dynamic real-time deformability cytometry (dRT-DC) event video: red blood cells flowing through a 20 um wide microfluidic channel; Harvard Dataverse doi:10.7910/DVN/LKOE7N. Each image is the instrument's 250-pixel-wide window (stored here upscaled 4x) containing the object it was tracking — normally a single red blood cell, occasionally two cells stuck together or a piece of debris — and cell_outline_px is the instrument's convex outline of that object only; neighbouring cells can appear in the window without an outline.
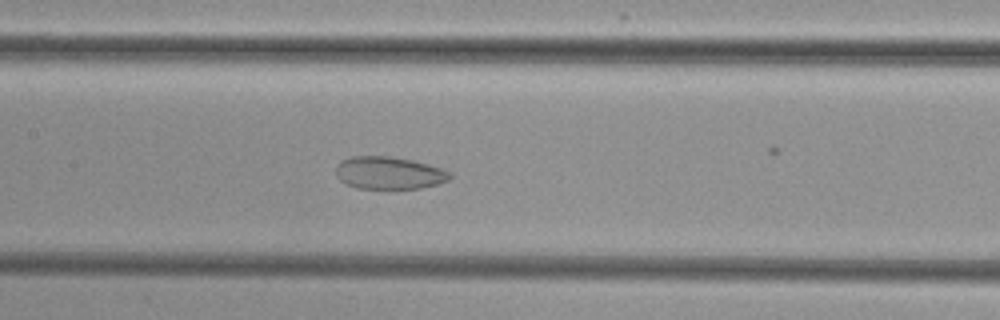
{"species": "common noctule bat (a hibernating species)", "species_latin": "Nyctalus noctula", "temperature_condition": "cold", "stored_images_in_passage": 37, "camera_frame_rate_fps": 3000, "um_per_image_px": 0.085, "animal": {"sex": "female", "body_mass_g": 29.2, "forearm_length_mm": 56.3}, "frame": {"image": 1, "passage_image": 20, "time_ms": 6.333, "image_size_px": [1000, 320], "cell_outline_px": [[452, 176], [448, 180], [436, 184], [420, 188], [356, 188], [340, 180], [336, 176], [336, 164], [340, 160], [352, 156], [388, 156], [412, 160], [428, 164], [452, 172]], "centroid_in_image_um": [33.04, 14.69], "position_along_channel_um": 174.4, "area_um2": 21.56}}
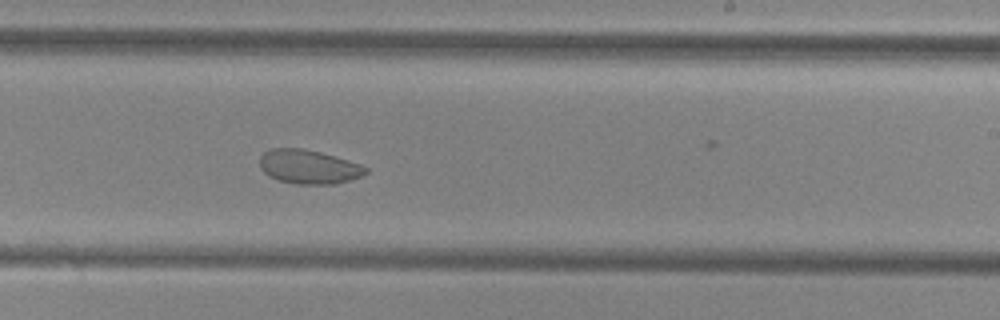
{"frame": {"image": 2, "passage_image": 27, "time_ms": 8.667, "image_size_px": [1000, 320], "cell_outline_px": [[368, 172], [360, 176], [336, 184], [296, 184], [280, 180], [268, 176], [260, 168], [260, 156], [264, 152], [272, 148], [304, 148], [320, 152], [348, 160], [360, 164], [368, 168]], "centroid_in_image_um": [26.22, 14.17], "position_along_channel_um": 262.8, "area_um2": 20.98}}
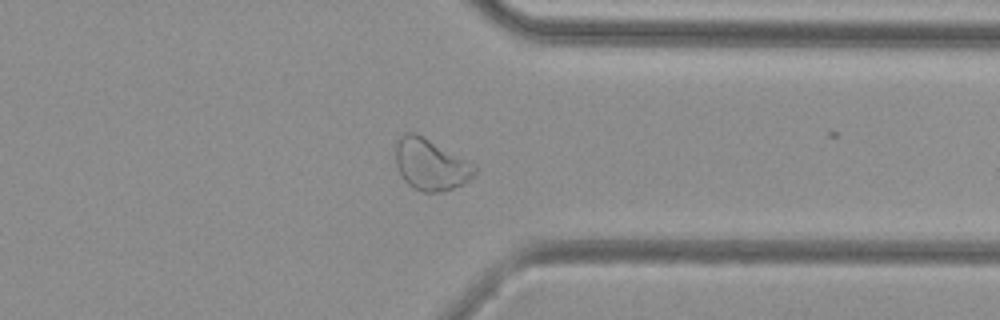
{"frame": {"image": 3, "passage_image": 36, "time_ms": 11.667, "image_size_px": [1000, 320], "cell_outline_px": [[476, 172], [464, 184], [440, 192], [424, 192], [408, 184], [404, 180], [396, 164], [396, 136], [404, 132], [416, 132], [424, 136], [476, 164]], "centroid_in_image_um": [36.6, 13.94], "position_along_channel_um": 374.8, "area_um2": 23.87}}